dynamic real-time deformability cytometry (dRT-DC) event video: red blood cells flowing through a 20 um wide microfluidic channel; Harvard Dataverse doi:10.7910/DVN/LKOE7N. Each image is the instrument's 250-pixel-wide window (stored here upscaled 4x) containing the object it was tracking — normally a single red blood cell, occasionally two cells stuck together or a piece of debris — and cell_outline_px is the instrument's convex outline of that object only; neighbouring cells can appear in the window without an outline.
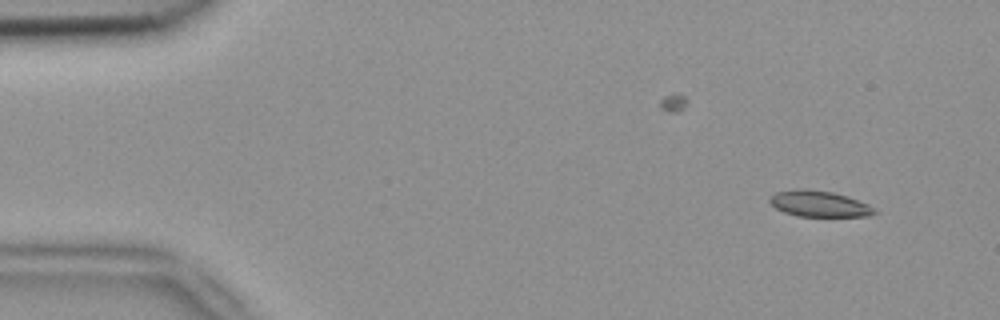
{"species": "common noctule bat (a hibernating species)", "species_latin": "Nyctalus noctula", "temperature_condition": "room temperature", "stored_images_in_passage": 5, "camera_frame_rate_fps": 3000, "um_per_image_px": 0.085, "animal": {"sex": "female", "body_mass_g": 18.4}, "frame": {"image": 1, "passage_image": 2, "time_ms": 0.333, "image_size_px": [1000, 320], "cell_outline_px": [[876, 212], [868, 216], [796, 216], [784, 212], [776, 208], [768, 200], [776, 192], [796, 188], [804, 188], [832, 192], [848, 196], [868, 204], [876, 208]], "centroid_in_image_um": [69.63, 17.31], "position_along_channel_um": 15.4, "area_um2": 15.9}}
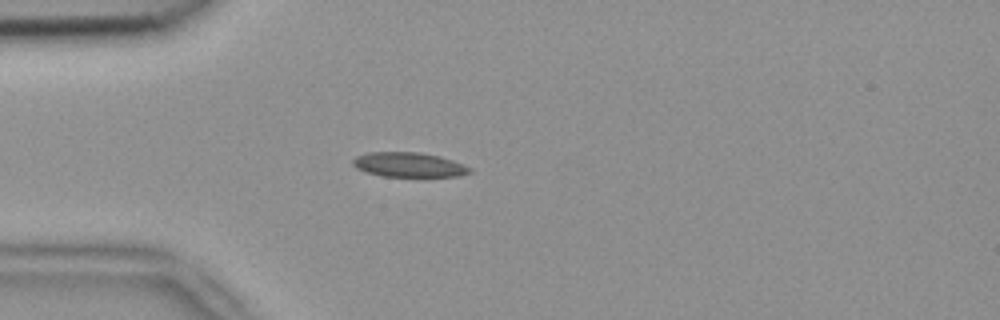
{"frame": {"image": 2, "passage_image": 5, "time_ms": 1.333, "image_size_px": [1000, 320], "cell_outline_px": [[472, 172], [460, 176], [384, 176], [368, 172], [356, 168], [352, 164], [352, 160], [356, 156], [368, 152], [420, 152], [440, 156], [464, 164], [472, 168]], "centroid_in_image_um": [34.77, 13.99], "position_along_channel_um": 50.2, "area_um2": 16.76}}